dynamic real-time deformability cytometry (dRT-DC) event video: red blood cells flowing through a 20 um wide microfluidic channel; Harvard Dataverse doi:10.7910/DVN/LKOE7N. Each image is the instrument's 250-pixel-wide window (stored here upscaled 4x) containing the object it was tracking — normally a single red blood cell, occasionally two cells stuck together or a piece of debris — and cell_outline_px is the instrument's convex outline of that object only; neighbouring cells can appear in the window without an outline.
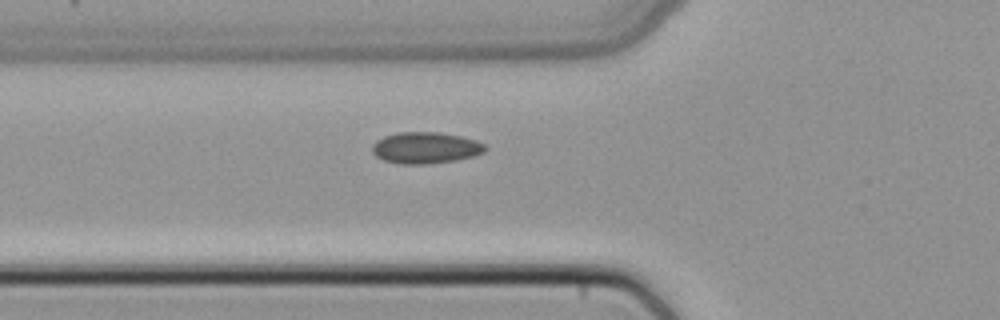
{"species": "common noctule bat (a hibernating species)", "species_latin": "Nyctalus noctula", "temperature_condition": "cold", "stored_images_in_passage": 6, "camera_frame_rate_fps": 3000, "um_per_image_px": 0.085, "animal": {"sex": "female", "body_mass_g": 22.7, "forearm_length_mm": 54.2}, "frame": {"image": 1, "passage_image": 6, "time_ms": 1.667, "image_size_px": [1000, 320], "cell_outline_px": [[488, 148], [484, 152], [472, 156], [456, 160], [428, 164], [396, 164], [384, 160], [376, 156], [372, 152], [372, 144], [376, 140], [384, 136], [400, 132], [436, 132], [460, 136], [476, 140], [484, 144]], "centroid_in_image_um": [36.15, 12.57], "position_along_channel_um": 89.7, "area_um2": 20.75}}